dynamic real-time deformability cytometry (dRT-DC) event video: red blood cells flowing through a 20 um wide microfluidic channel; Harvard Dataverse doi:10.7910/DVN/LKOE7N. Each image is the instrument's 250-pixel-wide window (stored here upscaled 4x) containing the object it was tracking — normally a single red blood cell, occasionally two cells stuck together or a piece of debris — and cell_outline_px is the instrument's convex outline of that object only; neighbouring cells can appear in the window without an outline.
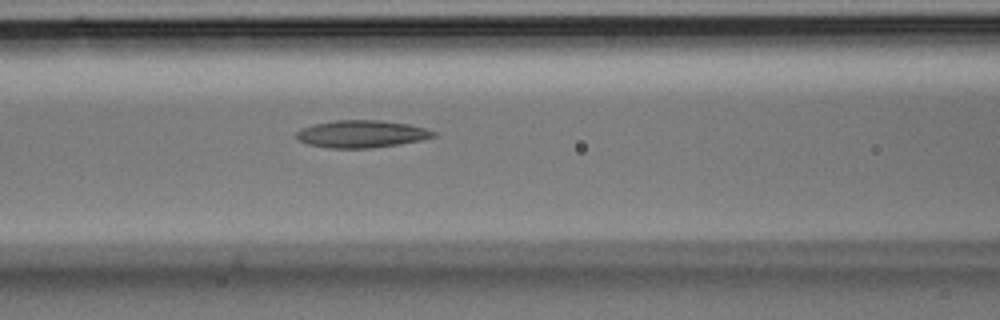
{"species": "Egyptian fruit bat (a non-hibernating species)", "species_latin": "Rousettus aegyptiacus", "temperature_condition": "room temperature", "stored_images_in_passage": 27, "camera_frame_rate_fps": 3000, "um_per_image_px": 0.085, "animal": {"sex": "male"}, "frame": {"image": 1, "passage_image": 12, "time_ms": 3.667, "image_size_px": [1000, 320], "cell_outline_px": [[436, 136], [424, 140], [372, 148], [328, 148], [308, 144], [300, 140], [296, 136], [296, 132], [300, 128], [312, 124], [336, 120], [380, 120], [408, 124], [428, 128], [436, 132]], "centroid_in_image_um": [30.76, 11.38], "position_along_channel_um": 135.8, "area_um2": 22.02}}
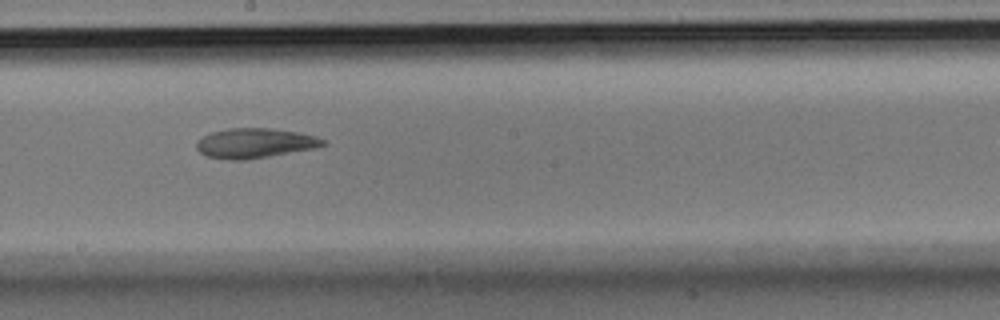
{"frame": {"image": 2, "passage_image": 17, "time_ms": 5.333, "image_size_px": [1000, 320], "cell_outline_px": [[328, 144], [316, 148], [248, 160], [228, 160], [204, 156], [196, 148], [196, 140], [212, 132], [228, 128], [268, 128], [300, 132], [316, 136], [324, 140]], "centroid_in_image_um": [21.66, 12.18], "position_along_channel_um": 226.5, "area_um2": 22.25}}
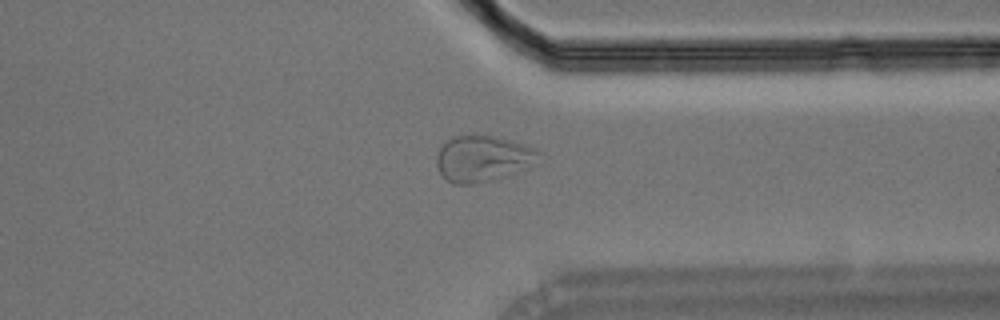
{"frame": {"image": 3, "passage_image": 25, "time_ms": 8.0, "image_size_px": [1000, 320], "cell_outline_px": [[544, 152], [540, 164], [492, 180], [468, 184], [452, 184], [444, 180], [440, 176], [436, 164], [436, 156], [440, 148], [452, 136], [492, 136], [524, 144], [536, 148]], "centroid_in_image_um": [41.1, 13.5], "position_along_channel_um": 370.3, "area_um2": 27.92}}